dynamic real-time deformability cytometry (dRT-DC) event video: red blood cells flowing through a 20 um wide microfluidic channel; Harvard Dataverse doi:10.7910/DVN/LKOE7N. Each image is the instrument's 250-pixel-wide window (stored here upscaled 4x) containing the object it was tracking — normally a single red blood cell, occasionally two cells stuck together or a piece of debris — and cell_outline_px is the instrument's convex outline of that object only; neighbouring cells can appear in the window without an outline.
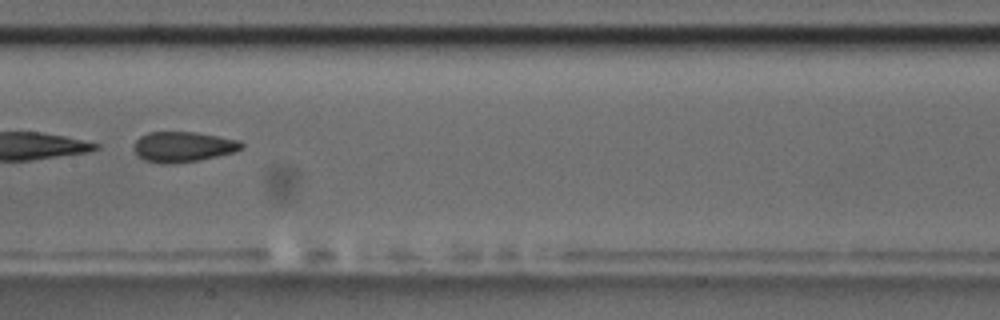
{"species": "common noctule bat (a hibernating species)", "species_latin": "Nyctalus noctula", "temperature_condition": "room temperature", "stored_images_in_passage": 35, "segment_of_instrument_passage": [2, 2], "camera_frame_rate_fps": 3000, "um_per_image_px": 0.085, "animal": {"sex": "male", "body_mass_g": 17.5, "forearm_length_mm": 52.3}, "frame": {"image": 1, "passage_image": 27, "time_ms": 8.667, "image_size_px": [1000, 320], "cell_outline_px": [[244, 144], [240, 148], [232, 152], [200, 160], [172, 164], [160, 164], [144, 160], [132, 148], [136, 140], [140, 136], [148, 132], [192, 132], [240, 140]], "centroid_in_image_um": [15.51, 12.48], "position_along_channel_um": 191.9, "area_um2": 18.9}}